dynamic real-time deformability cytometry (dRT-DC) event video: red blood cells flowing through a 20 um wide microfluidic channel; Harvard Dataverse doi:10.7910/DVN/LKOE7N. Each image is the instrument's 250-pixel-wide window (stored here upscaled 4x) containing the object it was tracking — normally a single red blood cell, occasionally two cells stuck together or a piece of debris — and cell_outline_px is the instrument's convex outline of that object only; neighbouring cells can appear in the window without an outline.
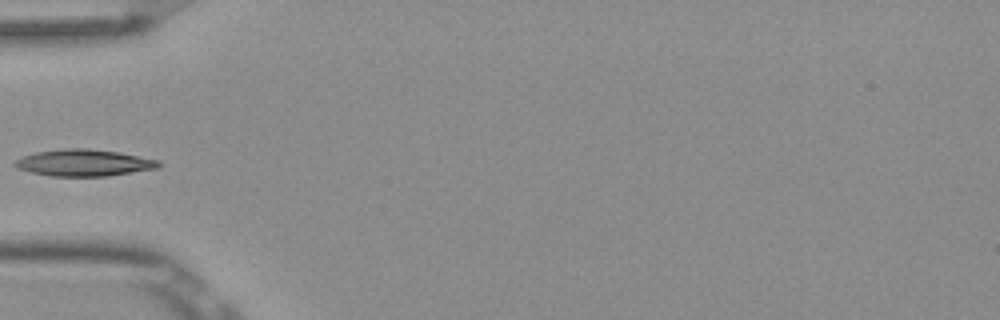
{"species": "Egyptian fruit bat (a non-hibernating species)", "species_latin": "Rousettus aegyptiacus", "temperature_condition": "room temperature", "stored_images_in_passage": 7, "camera_frame_rate_fps": 3000, "um_per_image_px": 0.085, "frame": {"image": 1, "passage_image": 6, "time_ms": 1.667, "image_size_px": [1000, 320], "cell_outline_px": [[160, 164], [156, 168], [108, 176], [52, 176], [32, 172], [16, 168], [12, 164], [16, 160], [24, 156], [36, 152], [64, 148], [88, 148], [120, 152], [160, 160]], "centroid_in_image_um": [7.13, 13.83], "position_along_channel_um": 77.9, "area_um2": 22.31}}
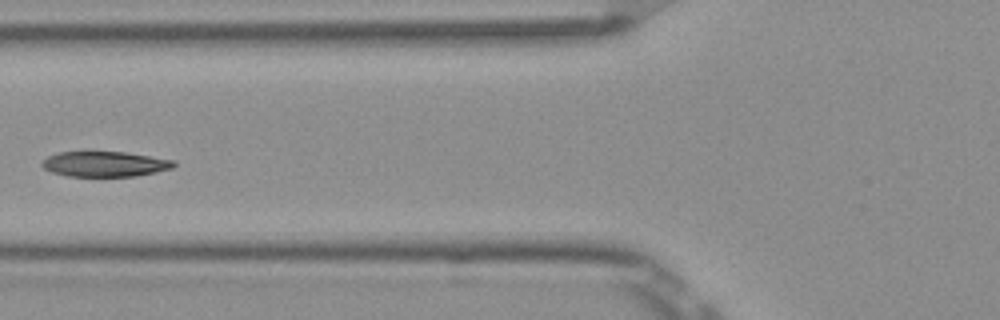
{"frame": {"image": 2, "passage_image": 7, "time_ms": 2.0, "image_size_px": [1000, 320], "cell_outline_px": [[176, 164], [172, 168], [156, 172], [136, 176], [68, 176], [52, 172], [44, 168], [40, 164], [48, 156], [60, 152], [124, 152], [176, 160]], "centroid_in_image_um": [8.94, 13.94], "position_along_channel_um": 116.9, "area_um2": 19.31}}